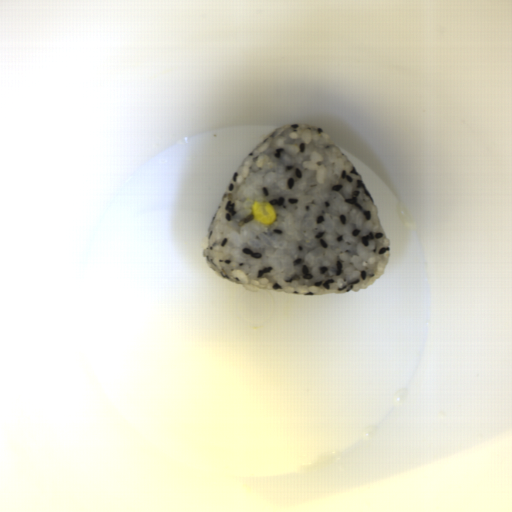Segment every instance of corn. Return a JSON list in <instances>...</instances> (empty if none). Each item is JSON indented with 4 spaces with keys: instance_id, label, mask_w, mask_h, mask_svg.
Masks as SVG:
<instances>
[{
    "instance_id": "obj_1",
    "label": "corn",
    "mask_w": 512,
    "mask_h": 512,
    "mask_svg": "<svg viewBox=\"0 0 512 512\" xmlns=\"http://www.w3.org/2000/svg\"><path fill=\"white\" fill-rule=\"evenodd\" d=\"M251 212L254 219L264 226H270L277 219L276 212L269 201L254 200Z\"/></svg>"
}]
</instances>
